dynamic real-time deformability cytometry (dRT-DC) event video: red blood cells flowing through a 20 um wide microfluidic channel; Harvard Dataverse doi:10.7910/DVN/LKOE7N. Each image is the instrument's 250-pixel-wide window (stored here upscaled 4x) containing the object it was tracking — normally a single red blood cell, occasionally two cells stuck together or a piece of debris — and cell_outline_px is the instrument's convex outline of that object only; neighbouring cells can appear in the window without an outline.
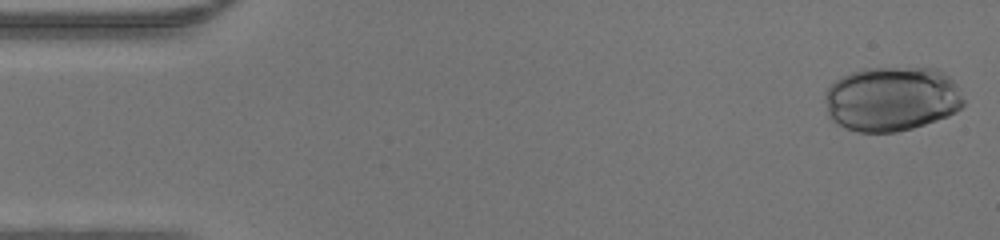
{"species": "human", "species_latin": "Homo sapiens", "temperature_condition": "warm", "stored_images_in_passage": 38, "camera_frame_rate_fps": 3000, "um_per_image_px": 0.085, "donor": {"sex": "male"}, "frame": {"image": 1, "passage_image": 1, "time_ms": 0.0, "image_size_px": [1000, 240], "cell_outline_px": [[964, 104], [956, 112], [948, 116], [912, 128], [896, 132], [856, 132], [832, 120], [828, 116], [824, 100], [824, 92], [836, 80], [852, 72], [864, 68], [936, 68], [948, 76], [956, 84], [964, 100]], "centroid_in_image_um": [75.79, 8.4], "position_along_channel_um": 9.2, "area_um2": 52.25}}
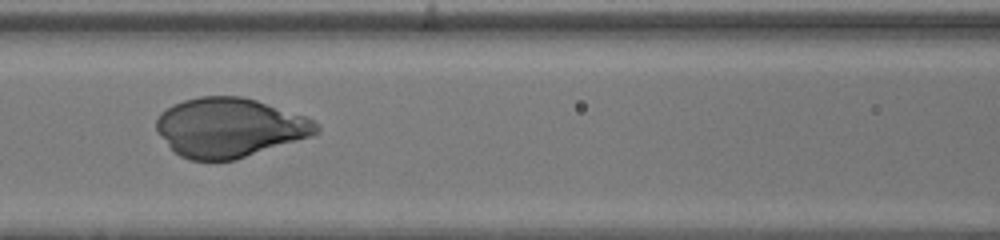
{"frame": {"image": 2, "passage_image": 20, "time_ms": 6.333, "image_size_px": [1000, 240], "cell_outline_px": [[320, 132], [316, 136], [236, 160], [192, 160], [180, 156], [168, 144], [156, 128], [156, 120], [160, 112], [172, 104], [184, 100], [200, 96], [240, 96], [256, 100], [308, 116], [320, 128]], "centroid_in_image_um": [19.58, 10.84], "position_along_channel_um": 147.0, "area_um2": 55.66}}
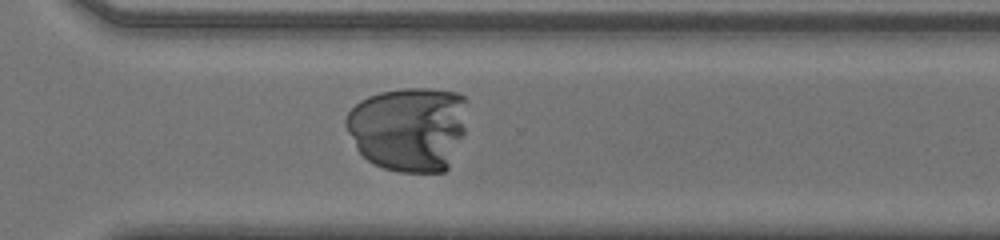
{"frame": {"image": 3, "passage_image": 33, "time_ms": 10.667, "image_size_px": [1000, 240], "cell_outline_px": [[468, 100], [464, 136], [448, 168], [444, 172], [400, 172], [384, 168], [372, 164], [356, 148], [344, 124], [344, 120], [348, 112], [360, 100], [368, 96], [380, 92], [404, 88], [428, 88], [456, 92], [464, 96]], "centroid_in_image_um": [34.77, 10.93], "position_along_channel_um": 335.8, "area_um2": 60.75}}